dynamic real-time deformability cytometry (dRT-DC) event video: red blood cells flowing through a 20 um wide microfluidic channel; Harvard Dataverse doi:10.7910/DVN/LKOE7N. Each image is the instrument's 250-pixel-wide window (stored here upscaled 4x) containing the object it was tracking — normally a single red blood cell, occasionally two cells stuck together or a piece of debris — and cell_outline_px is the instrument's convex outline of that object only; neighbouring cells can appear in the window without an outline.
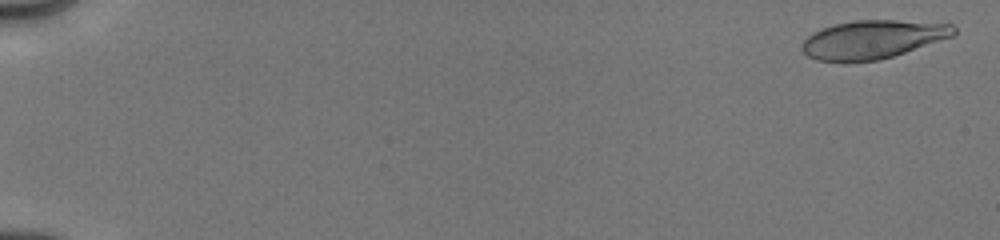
{"species": "human", "species_latin": "Homo sapiens", "temperature_condition": "cold", "stored_images_in_passage": 41, "camera_frame_rate_fps": 3000, "um_per_image_px": 0.085, "donor": {"sex": "male"}, "frame": {"image": 1, "passage_image": 3, "time_ms": 0.333, "image_size_px": [1000, 240], "cell_outline_px": [[956, 32], [952, 36], [892, 56], [876, 60], [816, 60], [808, 56], [800, 48], [804, 40], [812, 32], [836, 24], [852, 20], [896, 20], [952, 24], [956, 28]], "centroid_in_image_um": [74.17, 3.32], "position_along_channel_um": 10.8, "area_um2": 33.23}}
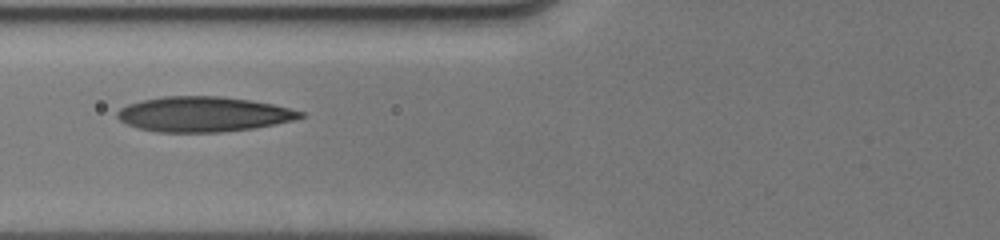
{"frame": {"image": 2, "passage_image": 34, "time_ms": 7.333, "image_size_px": [1000, 240], "cell_outline_px": [[304, 116], [292, 120], [276, 124], [256, 128], [224, 132], [156, 132], [124, 124], [116, 116], [116, 112], [120, 108], [128, 104], [144, 100], [164, 96], [220, 96], [252, 100], [272, 104], [304, 112]], "centroid_in_image_um": [17.28, 9.71], "position_along_channel_um": 108.5, "area_um2": 37.51}}
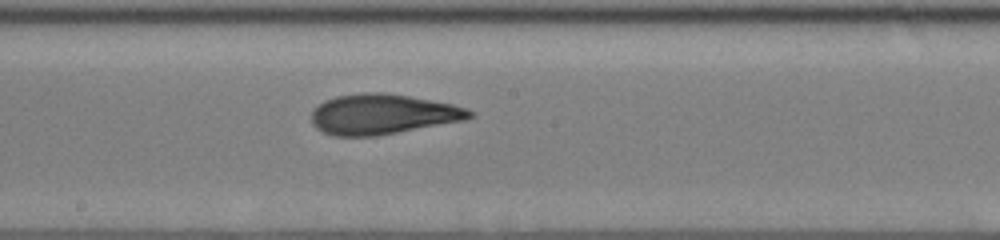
{"frame": {"image": 3, "passage_image": 41, "time_ms": 10.0, "image_size_px": [1000, 240], "cell_outline_px": [[476, 116], [464, 120], [376, 136], [332, 136], [316, 128], [312, 124], [312, 112], [324, 100], [336, 96], [364, 92], [384, 92], [408, 96], [452, 104], [468, 108], [476, 112]], "centroid_in_image_um": [32.54, 9.71], "position_along_channel_um": 215.7, "area_um2": 37.05}}